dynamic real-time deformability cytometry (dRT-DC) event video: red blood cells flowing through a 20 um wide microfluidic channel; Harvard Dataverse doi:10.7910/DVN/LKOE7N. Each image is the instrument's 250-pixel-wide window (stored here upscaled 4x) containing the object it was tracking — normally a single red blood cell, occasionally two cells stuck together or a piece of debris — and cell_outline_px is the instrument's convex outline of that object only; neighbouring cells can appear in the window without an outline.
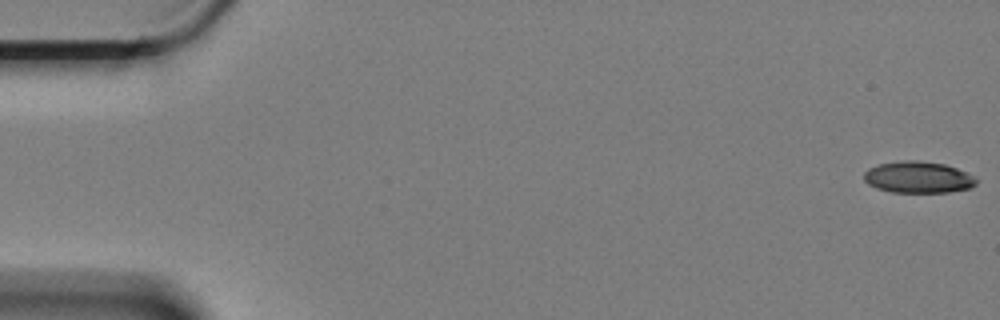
{"species": "Egyptian fruit bat (a non-hibernating species)", "species_latin": "Rousettus aegyptiacus", "temperature_condition": "cold", "stored_images_in_passage": 56, "camera_frame_rate_fps": 3000, "um_per_image_px": 0.085, "animal": {"sex": "female"}, "frame": {"image": 1, "passage_image": 1, "time_ms": 0.0, "image_size_px": [1000, 320], "cell_outline_px": [[976, 184], [968, 188], [948, 192], [892, 192], [876, 188], [868, 184], [864, 180], [864, 172], [868, 168], [876, 164], [900, 160], [916, 160], [944, 164], [968, 172], [976, 176]], "centroid_in_image_um": [78.02, 15.05], "position_along_channel_um": 7.0, "area_um2": 20.81}}
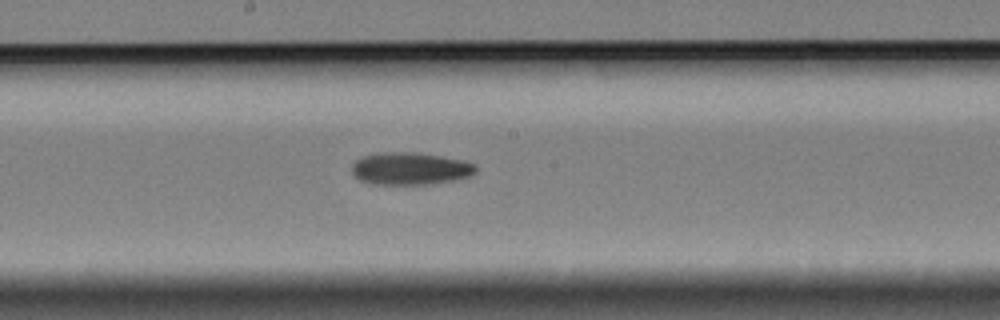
{"frame": {"image": 2, "passage_image": 32, "time_ms": 10.333, "image_size_px": [1000, 320], "cell_outline_px": [[476, 172], [472, 176], [460, 180], [432, 184], [372, 184], [360, 180], [352, 172], [352, 164], [360, 156], [380, 152], [412, 152], [440, 156], [464, 160], [476, 164]], "centroid_in_image_um": [34.91, 14.33], "position_along_channel_um": 213.3, "area_um2": 23.76}}
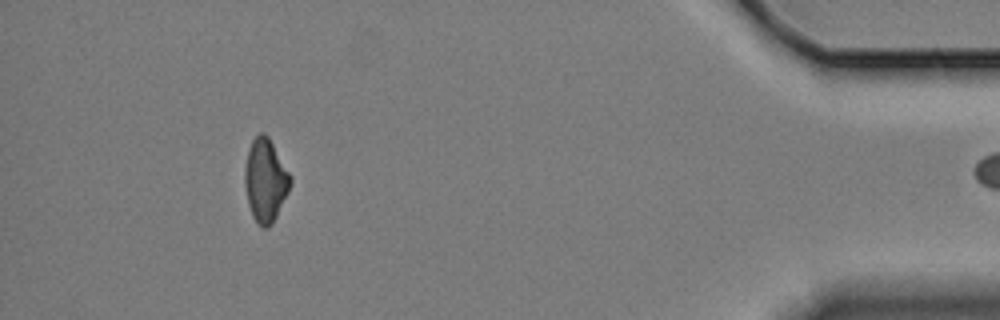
{"frame": {"image": 3, "passage_image": 55, "time_ms": 18.0, "image_size_px": [1000, 320], "cell_outline_px": [[292, 184], [272, 224], [268, 228], [264, 228], [252, 216], [248, 204], [244, 184], [244, 168], [248, 148], [252, 140], [260, 132], [264, 132], [268, 136], [292, 176]], "centroid_in_image_um": [22.56, 15.3], "position_along_channel_um": 412.6, "area_um2": 22.2}}